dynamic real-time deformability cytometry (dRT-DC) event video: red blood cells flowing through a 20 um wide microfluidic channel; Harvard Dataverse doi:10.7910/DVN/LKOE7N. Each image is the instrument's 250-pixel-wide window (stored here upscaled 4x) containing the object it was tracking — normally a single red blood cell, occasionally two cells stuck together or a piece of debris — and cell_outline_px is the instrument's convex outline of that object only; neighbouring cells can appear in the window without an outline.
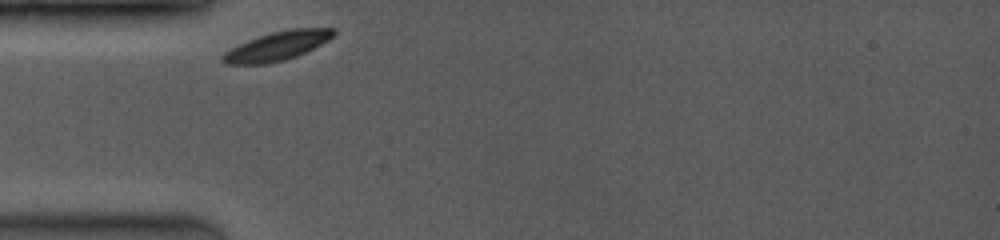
{"species": "common noctule bat (a hibernating species)", "species_latin": "Nyctalus noctula", "temperature_condition": "room temperature", "stored_images_in_passage": 31, "camera_frame_rate_fps": 3500, "um_per_image_px": 0.085, "animal": {"sex": "female", "body_mass_g": 19.0, "forearm_length_mm": 53.3}, "frame": {"image": 1, "passage_image": 1, "time_ms": 0.0, "image_size_px": [1000, 240], "cell_outline_px": [[336, 32], [328, 40], [296, 56], [284, 60], [268, 64], [224, 64], [220, 60], [220, 56], [224, 52], [248, 40], [272, 32], [292, 28], [332, 28]], "centroid_in_image_um": [23.51, 3.92], "position_along_channel_um": 61.5, "area_um2": 18.44}}
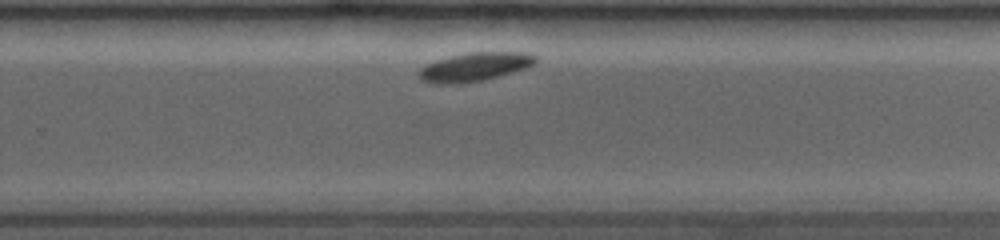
{"frame": {"image": 2, "passage_image": 21, "time_ms": 6.286, "image_size_px": [1000, 240], "cell_outline_px": [[536, 60], [532, 64], [524, 68], [512, 72], [484, 80], [456, 84], [432, 84], [420, 80], [416, 76], [416, 72], [424, 64], [436, 60], [468, 52], [524, 52], [536, 56]], "centroid_in_image_um": [40.23, 5.7], "position_along_channel_um": 289.6, "area_um2": 19.59}}
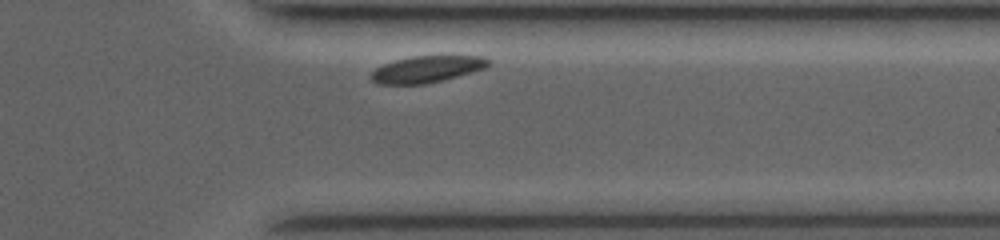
{"frame": {"image": 3, "passage_image": 29, "time_ms": 8.571, "image_size_px": [1000, 240], "cell_outline_px": [[492, 64], [484, 68], [472, 72], [444, 80], [424, 84], [376, 84], [368, 76], [376, 68], [384, 64], [396, 60], [412, 56], [484, 56], [492, 60]], "centroid_in_image_um": [36.31, 5.88], "position_along_channel_um": 375.1, "area_um2": 18.32}, "authors_computed_cell_mechanics": {"area_um2": 19.5364, "velocity_mm_per_s": 3.6657, "shape_relaxation_time_tau1_ms": 0.2312, "shape_relaxation_time_tau2_ms": null, "deformation_change_tau1": 0.0324, "deformation_change_tau2": null}}